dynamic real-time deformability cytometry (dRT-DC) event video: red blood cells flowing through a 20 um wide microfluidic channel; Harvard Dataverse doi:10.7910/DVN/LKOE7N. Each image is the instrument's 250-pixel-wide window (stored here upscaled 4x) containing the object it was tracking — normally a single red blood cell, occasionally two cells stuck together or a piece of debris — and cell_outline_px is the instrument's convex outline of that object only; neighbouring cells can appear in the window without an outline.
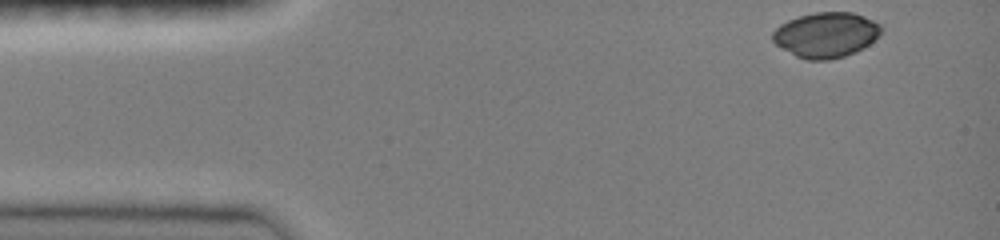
{"species": "common noctule bat (a hibernating species)", "species_latin": "Nyctalus noctula", "temperature_condition": "room temperature", "stored_images_in_passage": 38, "camera_frame_rate_fps": 3000, "um_per_image_px": 0.085, "animal": {"sex": "female", "body_mass_g": 19.0, "forearm_length_mm": 51.5}, "frame": {"image": 1, "passage_image": 1, "time_ms": 0.0, "image_size_px": [1000, 240], "cell_outline_px": [[884, 28], [880, 36], [868, 44], [844, 56], [828, 60], [808, 60], [796, 56], [776, 44], [772, 40], [772, 32], [780, 24], [788, 20], [800, 16], [816, 12], [852, 12], [864, 16], [880, 24]], "centroid_in_image_um": [70.22, 2.95], "position_along_channel_um": 14.8, "area_um2": 28.44}}
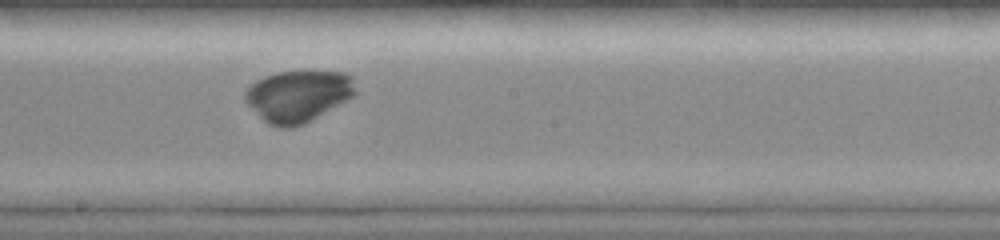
{"frame": {"image": 2, "passage_image": 23, "time_ms": 7.333, "image_size_px": [1000, 240], "cell_outline_px": [[356, 92], [348, 100], [304, 124], [292, 128], [280, 128], [268, 124], [244, 100], [244, 92], [256, 80], [264, 76], [276, 72], [304, 68], [344, 72], [352, 76], [356, 88]], "centroid_in_image_um": [25.37, 8.11], "position_along_channel_um": 222.8, "area_um2": 34.1}}
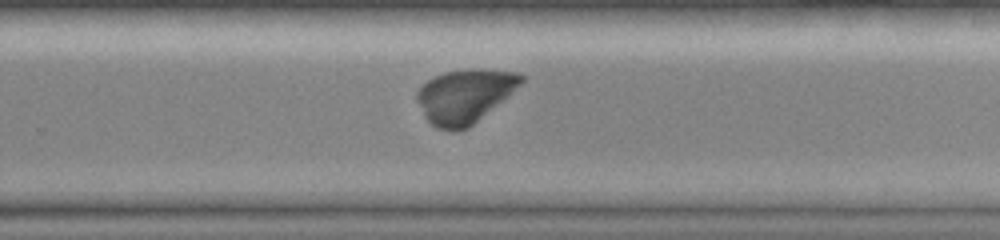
{"frame": {"image": 3, "passage_image": 28, "time_ms": 9.0, "image_size_px": [1000, 240], "cell_outline_px": [[524, 80], [508, 96], [468, 128], [456, 132], [452, 132], [436, 128], [424, 116], [416, 100], [416, 92], [428, 80], [436, 76], [448, 72], [476, 68], [480, 68], [516, 72], [524, 76]], "centroid_in_image_um": [39.49, 8.18], "position_along_channel_um": 290.3, "area_um2": 32.48}}